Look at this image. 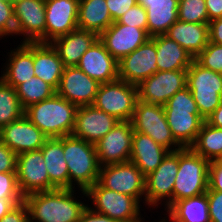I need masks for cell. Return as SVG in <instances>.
<instances>
[{"label": "cell", "mask_w": 222, "mask_h": 222, "mask_svg": "<svg viewBox=\"0 0 222 222\" xmlns=\"http://www.w3.org/2000/svg\"><path fill=\"white\" fill-rule=\"evenodd\" d=\"M75 189H54L24 196L29 222H78L88 206L74 195Z\"/></svg>", "instance_id": "6da1fadb"}, {"label": "cell", "mask_w": 222, "mask_h": 222, "mask_svg": "<svg viewBox=\"0 0 222 222\" xmlns=\"http://www.w3.org/2000/svg\"><path fill=\"white\" fill-rule=\"evenodd\" d=\"M77 106L55 94L49 99L33 104L24 115L48 138L72 135Z\"/></svg>", "instance_id": "7a4b0ae2"}, {"label": "cell", "mask_w": 222, "mask_h": 222, "mask_svg": "<svg viewBox=\"0 0 222 222\" xmlns=\"http://www.w3.org/2000/svg\"><path fill=\"white\" fill-rule=\"evenodd\" d=\"M163 107L174 139L183 148L190 147L205 122L191 91L185 87L175 93Z\"/></svg>", "instance_id": "3957f363"}, {"label": "cell", "mask_w": 222, "mask_h": 222, "mask_svg": "<svg viewBox=\"0 0 222 222\" xmlns=\"http://www.w3.org/2000/svg\"><path fill=\"white\" fill-rule=\"evenodd\" d=\"M63 151L69 172V189H75L77 185L79 190H87L98 182L100 165L95 144L73 135L63 136Z\"/></svg>", "instance_id": "277c9868"}, {"label": "cell", "mask_w": 222, "mask_h": 222, "mask_svg": "<svg viewBox=\"0 0 222 222\" xmlns=\"http://www.w3.org/2000/svg\"><path fill=\"white\" fill-rule=\"evenodd\" d=\"M210 161L190 147L179 149V167L173 186V204L207 192Z\"/></svg>", "instance_id": "5b68a950"}, {"label": "cell", "mask_w": 222, "mask_h": 222, "mask_svg": "<svg viewBox=\"0 0 222 222\" xmlns=\"http://www.w3.org/2000/svg\"><path fill=\"white\" fill-rule=\"evenodd\" d=\"M88 201L93 203L90 208L102 215L119 222H141V204L132 196L108 190L98 182L87 190H78Z\"/></svg>", "instance_id": "8992f818"}, {"label": "cell", "mask_w": 222, "mask_h": 222, "mask_svg": "<svg viewBox=\"0 0 222 222\" xmlns=\"http://www.w3.org/2000/svg\"><path fill=\"white\" fill-rule=\"evenodd\" d=\"M186 87L205 120L222 102V73L203 68L195 60L187 69Z\"/></svg>", "instance_id": "52a82bcc"}, {"label": "cell", "mask_w": 222, "mask_h": 222, "mask_svg": "<svg viewBox=\"0 0 222 222\" xmlns=\"http://www.w3.org/2000/svg\"><path fill=\"white\" fill-rule=\"evenodd\" d=\"M137 100V86L117 79L100 84L93 106L119 121H131Z\"/></svg>", "instance_id": "ba28073f"}, {"label": "cell", "mask_w": 222, "mask_h": 222, "mask_svg": "<svg viewBox=\"0 0 222 222\" xmlns=\"http://www.w3.org/2000/svg\"><path fill=\"white\" fill-rule=\"evenodd\" d=\"M131 123L135 132L148 135L170 152L183 148L174 139L161 105L137 100Z\"/></svg>", "instance_id": "9c48e42d"}, {"label": "cell", "mask_w": 222, "mask_h": 222, "mask_svg": "<svg viewBox=\"0 0 222 222\" xmlns=\"http://www.w3.org/2000/svg\"><path fill=\"white\" fill-rule=\"evenodd\" d=\"M179 167V150L169 152L161 164L145 177V198L149 207L164 205L167 211L173 205V186ZM164 200V201H163ZM166 206V207H165Z\"/></svg>", "instance_id": "30bf717a"}, {"label": "cell", "mask_w": 222, "mask_h": 222, "mask_svg": "<svg viewBox=\"0 0 222 222\" xmlns=\"http://www.w3.org/2000/svg\"><path fill=\"white\" fill-rule=\"evenodd\" d=\"M98 183L108 190L132 196L139 203L145 197V176L130 161L101 166Z\"/></svg>", "instance_id": "8fae6325"}, {"label": "cell", "mask_w": 222, "mask_h": 222, "mask_svg": "<svg viewBox=\"0 0 222 222\" xmlns=\"http://www.w3.org/2000/svg\"><path fill=\"white\" fill-rule=\"evenodd\" d=\"M16 176L19 191L23 196L56 189L50 183L41 150L17 155Z\"/></svg>", "instance_id": "7c38bea8"}, {"label": "cell", "mask_w": 222, "mask_h": 222, "mask_svg": "<svg viewBox=\"0 0 222 222\" xmlns=\"http://www.w3.org/2000/svg\"><path fill=\"white\" fill-rule=\"evenodd\" d=\"M187 70L158 71L138 86V100L164 106L177 92L186 87Z\"/></svg>", "instance_id": "4fadbf2b"}, {"label": "cell", "mask_w": 222, "mask_h": 222, "mask_svg": "<svg viewBox=\"0 0 222 222\" xmlns=\"http://www.w3.org/2000/svg\"><path fill=\"white\" fill-rule=\"evenodd\" d=\"M133 133L131 121H119L95 144L100 167L130 161Z\"/></svg>", "instance_id": "5bb4252c"}, {"label": "cell", "mask_w": 222, "mask_h": 222, "mask_svg": "<svg viewBox=\"0 0 222 222\" xmlns=\"http://www.w3.org/2000/svg\"><path fill=\"white\" fill-rule=\"evenodd\" d=\"M13 7L15 35L25 37L20 43H45V0H22Z\"/></svg>", "instance_id": "9a60e30c"}, {"label": "cell", "mask_w": 222, "mask_h": 222, "mask_svg": "<svg viewBox=\"0 0 222 222\" xmlns=\"http://www.w3.org/2000/svg\"><path fill=\"white\" fill-rule=\"evenodd\" d=\"M156 54V44L149 38L118 62V79L138 86L159 71L156 65Z\"/></svg>", "instance_id": "2e32d148"}, {"label": "cell", "mask_w": 222, "mask_h": 222, "mask_svg": "<svg viewBox=\"0 0 222 222\" xmlns=\"http://www.w3.org/2000/svg\"><path fill=\"white\" fill-rule=\"evenodd\" d=\"M100 84L77 66L65 67L56 94L77 107L93 105Z\"/></svg>", "instance_id": "e0dca14e"}, {"label": "cell", "mask_w": 222, "mask_h": 222, "mask_svg": "<svg viewBox=\"0 0 222 222\" xmlns=\"http://www.w3.org/2000/svg\"><path fill=\"white\" fill-rule=\"evenodd\" d=\"M79 0H45V43L78 28Z\"/></svg>", "instance_id": "ac0fdd59"}, {"label": "cell", "mask_w": 222, "mask_h": 222, "mask_svg": "<svg viewBox=\"0 0 222 222\" xmlns=\"http://www.w3.org/2000/svg\"><path fill=\"white\" fill-rule=\"evenodd\" d=\"M98 38L107 51L119 62L144 44L150 36L144 29L119 24L115 21Z\"/></svg>", "instance_id": "d6986e66"}, {"label": "cell", "mask_w": 222, "mask_h": 222, "mask_svg": "<svg viewBox=\"0 0 222 222\" xmlns=\"http://www.w3.org/2000/svg\"><path fill=\"white\" fill-rule=\"evenodd\" d=\"M47 138L25 115L0 129V141L17 155L40 150Z\"/></svg>", "instance_id": "ffe728a7"}, {"label": "cell", "mask_w": 222, "mask_h": 222, "mask_svg": "<svg viewBox=\"0 0 222 222\" xmlns=\"http://www.w3.org/2000/svg\"><path fill=\"white\" fill-rule=\"evenodd\" d=\"M119 120L93 105L80 106L76 111L72 135L86 142L96 144Z\"/></svg>", "instance_id": "44dd1931"}, {"label": "cell", "mask_w": 222, "mask_h": 222, "mask_svg": "<svg viewBox=\"0 0 222 222\" xmlns=\"http://www.w3.org/2000/svg\"><path fill=\"white\" fill-rule=\"evenodd\" d=\"M77 67L99 84L118 79V61L107 51L99 38L83 54Z\"/></svg>", "instance_id": "7402d4cb"}, {"label": "cell", "mask_w": 222, "mask_h": 222, "mask_svg": "<svg viewBox=\"0 0 222 222\" xmlns=\"http://www.w3.org/2000/svg\"><path fill=\"white\" fill-rule=\"evenodd\" d=\"M7 54L9 57L6 59L7 64L3 67L1 78L16 89L21 83L35 76L34 42L20 43Z\"/></svg>", "instance_id": "603a6c76"}, {"label": "cell", "mask_w": 222, "mask_h": 222, "mask_svg": "<svg viewBox=\"0 0 222 222\" xmlns=\"http://www.w3.org/2000/svg\"><path fill=\"white\" fill-rule=\"evenodd\" d=\"M98 39L92 31L76 29L50 42L64 67L77 66L83 54Z\"/></svg>", "instance_id": "cb8c5ba5"}, {"label": "cell", "mask_w": 222, "mask_h": 222, "mask_svg": "<svg viewBox=\"0 0 222 222\" xmlns=\"http://www.w3.org/2000/svg\"><path fill=\"white\" fill-rule=\"evenodd\" d=\"M170 151L140 132L133 133L130 162L146 177L153 172Z\"/></svg>", "instance_id": "d4e9b609"}, {"label": "cell", "mask_w": 222, "mask_h": 222, "mask_svg": "<svg viewBox=\"0 0 222 222\" xmlns=\"http://www.w3.org/2000/svg\"><path fill=\"white\" fill-rule=\"evenodd\" d=\"M164 35L177 42L195 59L209 42L208 23L177 20Z\"/></svg>", "instance_id": "484cf974"}, {"label": "cell", "mask_w": 222, "mask_h": 222, "mask_svg": "<svg viewBox=\"0 0 222 222\" xmlns=\"http://www.w3.org/2000/svg\"><path fill=\"white\" fill-rule=\"evenodd\" d=\"M147 12V33L150 37L164 35L178 20L179 0H138Z\"/></svg>", "instance_id": "4316f807"}, {"label": "cell", "mask_w": 222, "mask_h": 222, "mask_svg": "<svg viewBox=\"0 0 222 222\" xmlns=\"http://www.w3.org/2000/svg\"><path fill=\"white\" fill-rule=\"evenodd\" d=\"M40 150L50 183L56 189H69V172L64 159L63 137L47 138Z\"/></svg>", "instance_id": "83f0119b"}, {"label": "cell", "mask_w": 222, "mask_h": 222, "mask_svg": "<svg viewBox=\"0 0 222 222\" xmlns=\"http://www.w3.org/2000/svg\"><path fill=\"white\" fill-rule=\"evenodd\" d=\"M156 44V65L159 71L187 70L194 58L166 35L150 37Z\"/></svg>", "instance_id": "f1b7e54d"}, {"label": "cell", "mask_w": 222, "mask_h": 222, "mask_svg": "<svg viewBox=\"0 0 222 222\" xmlns=\"http://www.w3.org/2000/svg\"><path fill=\"white\" fill-rule=\"evenodd\" d=\"M33 67L36 77L57 90L65 67L50 43L34 42Z\"/></svg>", "instance_id": "f546056e"}, {"label": "cell", "mask_w": 222, "mask_h": 222, "mask_svg": "<svg viewBox=\"0 0 222 222\" xmlns=\"http://www.w3.org/2000/svg\"><path fill=\"white\" fill-rule=\"evenodd\" d=\"M113 23L106 0H79L78 29L98 36Z\"/></svg>", "instance_id": "4dcf8cb0"}, {"label": "cell", "mask_w": 222, "mask_h": 222, "mask_svg": "<svg viewBox=\"0 0 222 222\" xmlns=\"http://www.w3.org/2000/svg\"><path fill=\"white\" fill-rule=\"evenodd\" d=\"M166 212L172 222H210L206 193L178 200Z\"/></svg>", "instance_id": "1f68e13d"}, {"label": "cell", "mask_w": 222, "mask_h": 222, "mask_svg": "<svg viewBox=\"0 0 222 222\" xmlns=\"http://www.w3.org/2000/svg\"><path fill=\"white\" fill-rule=\"evenodd\" d=\"M190 148L204 159L219 160L222 157V128L211 126L205 120Z\"/></svg>", "instance_id": "d6a6232c"}, {"label": "cell", "mask_w": 222, "mask_h": 222, "mask_svg": "<svg viewBox=\"0 0 222 222\" xmlns=\"http://www.w3.org/2000/svg\"><path fill=\"white\" fill-rule=\"evenodd\" d=\"M16 92L23 110L56 94V90L51 85L36 76L21 83L16 88Z\"/></svg>", "instance_id": "836d02e7"}, {"label": "cell", "mask_w": 222, "mask_h": 222, "mask_svg": "<svg viewBox=\"0 0 222 222\" xmlns=\"http://www.w3.org/2000/svg\"><path fill=\"white\" fill-rule=\"evenodd\" d=\"M24 115L16 89L0 77V129Z\"/></svg>", "instance_id": "e575fe53"}, {"label": "cell", "mask_w": 222, "mask_h": 222, "mask_svg": "<svg viewBox=\"0 0 222 222\" xmlns=\"http://www.w3.org/2000/svg\"><path fill=\"white\" fill-rule=\"evenodd\" d=\"M178 20L187 23H209L205 0H179Z\"/></svg>", "instance_id": "d590c367"}, {"label": "cell", "mask_w": 222, "mask_h": 222, "mask_svg": "<svg viewBox=\"0 0 222 222\" xmlns=\"http://www.w3.org/2000/svg\"><path fill=\"white\" fill-rule=\"evenodd\" d=\"M194 60L203 68L222 73V45L208 42Z\"/></svg>", "instance_id": "8d00e7d4"}, {"label": "cell", "mask_w": 222, "mask_h": 222, "mask_svg": "<svg viewBox=\"0 0 222 222\" xmlns=\"http://www.w3.org/2000/svg\"><path fill=\"white\" fill-rule=\"evenodd\" d=\"M0 199H24L17 185L16 172H0Z\"/></svg>", "instance_id": "74e56055"}, {"label": "cell", "mask_w": 222, "mask_h": 222, "mask_svg": "<svg viewBox=\"0 0 222 222\" xmlns=\"http://www.w3.org/2000/svg\"><path fill=\"white\" fill-rule=\"evenodd\" d=\"M119 24L134 26L147 32V12L139 3L128 9L118 20Z\"/></svg>", "instance_id": "f35d334b"}, {"label": "cell", "mask_w": 222, "mask_h": 222, "mask_svg": "<svg viewBox=\"0 0 222 222\" xmlns=\"http://www.w3.org/2000/svg\"><path fill=\"white\" fill-rule=\"evenodd\" d=\"M15 37L14 7L11 3L0 1V38Z\"/></svg>", "instance_id": "ab89813d"}, {"label": "cell", "mask_w": 222, "mask_h": 222, "mask_svg": "<svg viewBox=\"0 0 222 222\" xmlns=\"http://www.w3.org/2000/svg\"><path fill=\"white\" fill-rule=\"evenodd\" d=\"M210 222H222V191L207 189Z\"/></svg>", "instance_id": "60d3db41"}, {"label": "cell", "mask_w": 222, "mask_h": 222, "mask_svg": "<svg viewBox=\"0 0 222 222\" xmlns=\"http://www.w3.org/2000/svg\"><path fill=\"white\" fill-rule=\"evenodd\" d=\"M17 154L0 141V172H16Z\"/></svg>", "instance_id": "b9f144b4"}, {"label": "cell", "mask_w": 222, "mask_h": 222, "mask_svg": "<svg viewBox=\"0 0 222 222\" xmlns=\"http://www.w3.org/2000/svg\"><path fill=\"white\" fill-rule=\"evenodd\" d=\"M138 0H106V4L113 22L117 21L131 7L135 6Z\"/></svg>", "instance_id": "7bdbcfd3"}, {"label": "cell", "mask_w": 222, "mask_h": 222, "mask_svg": "<svg viewBox=\"0 0 222 222\" xmlns=\"http://www.w3.org/2000/svg\"><path fill=\"white\" fill-rule=\"evenodd\" d=\"M208 188L214 191H222V163L219 160L210 161Z\"/></svg>", "instance_id": "ee69618b"}, {"label": "cell", "mask_w": 222, "mask_h": 222, "mask_svg": "<svg viewBox=\"0 0 222 222\" xmlns=\"http://www.w3.org/2000/svg\"><path fill=\"white\" fill-rule=\"evenodd\" d=\"M0 222H29L27 205L22 202L5 214Z\"/></svg>", "instance_id": "f6af8a7d"}, {"label": "cell", "mask_w": 222, "mask_h": 222, "mask_svg": "<svg viewBox=\"0 0 222 222\" xmlns=\"http://www.w3.org/2000/svg\"><path fill=\"white\" fill-rule=\"evenodd\" d=\"M78 222H119V221L111 219L106 215L99 214L93 211L89 206H87L81 213Z\"/></svg>", "instance_id": "bcb514c9"}, {"label": "cell", "mask_w": 222, "mask_h": 222, "mask_svg": "<svg viewBox=\"0 0 222 222\" xmlns=\"http://www.w3.org/2000/svg\"><path fill=\"white\" fill-rule=\"evenodd\" d=\"M209 42L222 45V18L208 23Z\"/></svg>", "instance_id": "7dc6e473"}, {"label": "cell", "mask_w": 222, "mask_h": 222, "mask_svg": "<svg viewBox=\"0 0 222 222\" xmlns=\"http://www.w3.org/2000/svg\"><path fill=\"white\" fill-rule=\"evenodd\" d=\"M209 22L222 18V0H205Z\"/></svg>", "instance_id": "c3c4849f"}, {"label": "cell", "mask_w": 222, "mask_h": 222, "mask_svg": "<svg viewBox=\"0 0 222 222\" xmlns=\"http://www.w3.org/2000/svg\"><path fill=\"white\" fill-rule=\"evenodd\" d=\"M24 199H0V219Z\"/></svg>", "instance_id": "681fc988"}, {"label": "cell", "mask_w": 222, "mask_h": 222, "mask_svg": "<svg viewBox=\"0 0 222 222\" xmlns=\"http://www.w3.org/2000/svg\"><path fill=\"white\" fill-rule=\"evenodd\" d=\"M206 121L214 127L222 128V102L215 111L206 119Z\"/></svg>", "instance_id": "f907efd6"}, {"label": "cell", "mask_w": 222, "mask_h": 222, "mask_svg": "<svg viewBox=\"0 0 222 222\" xmlns=\"http://www.w3.org/2000/svg\"><path fill=\"white\" fill-rule=\"evenodd\" d=\"M141 222H144V218L141 220ZM159 222H172L170 219L167 220L166 218L165 219H161Z\"/></svg>", "instance_id": "816d5d0a"}, {"label": "cell", "mask_w": 222, "mask_h": 222, "mask_svg": "<svg viewBox=\"0 0 222 222\" xmlns=\"http://www.w3.org/2000/svg\"><path fill=\"white\" fill-rule=\"evenodd\" d=\"M19 1H22V0H11V4H15V3H17V2H19Z\"/></svg>", "instance_id": "f5cc1de1"}, {"label": "cell", "mask_w": 222, "mask_h": 222, "mask_svg": "<svg viewBox=\"0 0 222 222\" xmlns=\"http://www.w3.org/2000/svg\"><path fill=\"white\" fill-rule=\"evenodd\" d=\"M0 1L6 2V3H11V0H0Z\"/></svg>", "instance_id": "db71d44e"}]
</instances>
